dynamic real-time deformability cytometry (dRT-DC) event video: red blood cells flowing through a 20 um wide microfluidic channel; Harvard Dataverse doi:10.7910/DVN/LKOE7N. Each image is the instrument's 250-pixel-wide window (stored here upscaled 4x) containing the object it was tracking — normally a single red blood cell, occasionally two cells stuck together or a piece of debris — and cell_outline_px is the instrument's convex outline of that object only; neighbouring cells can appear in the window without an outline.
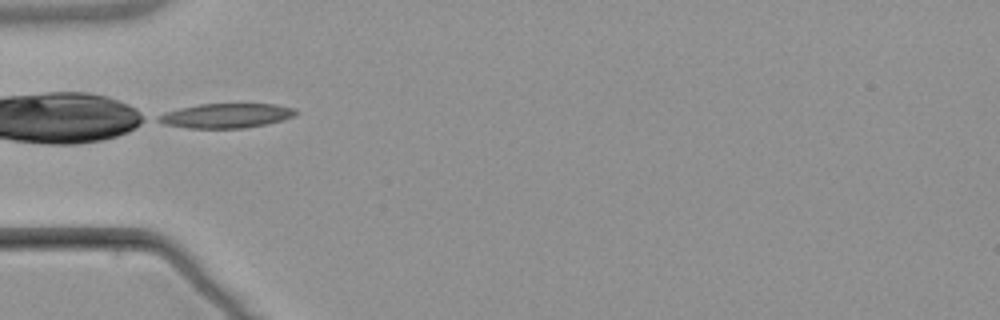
{"species": "common noctule bat (a hibernating species)", "species_latin": "Nyctalus noctula", "temperature_condition": "warm", "stored_images_in_passage": 7, "camera_frame_rate_fps": 3000, "um_per_image_px": 0.085, "animal": {"sex": "male", "body_mass_g": 21.5, "forearm_length_mm": 52.0}, "frame": {"image": 1, "passage_image": 5, "time_ms": 5.333, "image_size_px": [1000, 320], "cell_outline_px": [[296, 116], [284, 120], [244, 128], [188, 128], [164, 124], [156, 120], [160, 116], [168, 112], [180, 108], [200, 104], [276, 104], [296, 108]], "centroid_in_image_um": [19.29, 9.83], "position_along_channel_um": 65.7, "area_um2": 19.48}}
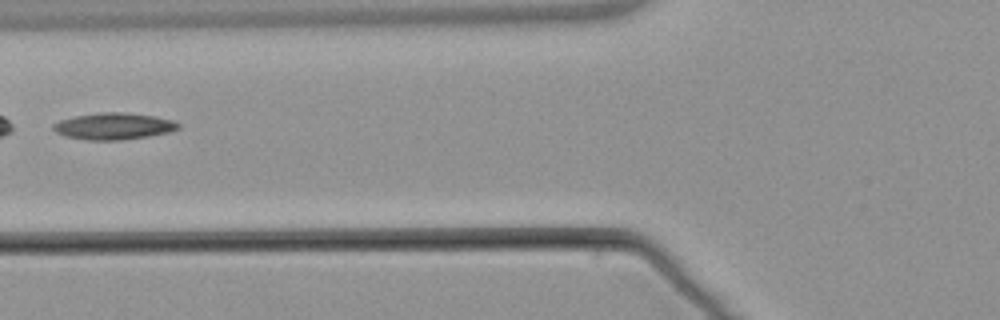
{"frame": {"image": 2, "passage_image": 6, "time_ms": 6.667, "image_size_px": [1000, 320], "cell_outline_px": [[180, 128], [168, 132], [148, 136], [120, 140], [88, 140], [64, 136], [56, 132], [52, 128], [52, 124], [60, 120], [76, 116], [100, 112], [124, 112], [156, 116], [172, 120], [180, 124]], "centroid_in_image_um": [9.65, 10.72], "position_along_channel_um": 116.1, "area_um2": 19.42}}
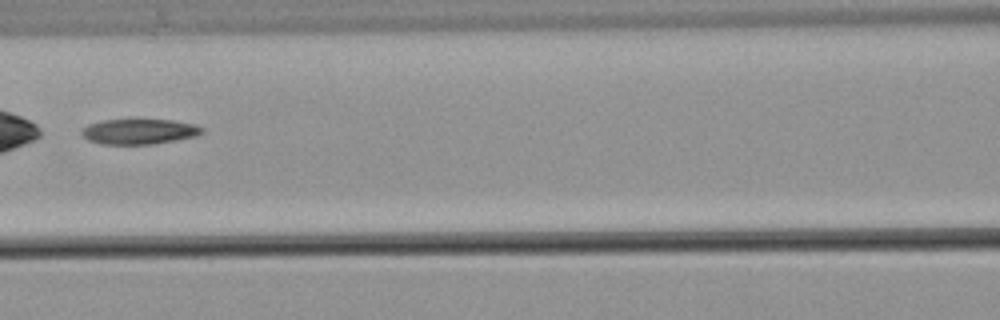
{"frame": {"image": 3, "passage_image": 7, "time_ms": 7.667, "image_size_px": [1000, 320], "cell_outline_px": [[204, 132], [196, 136], [176, 140], [152, 144], [100, 144], [88, 140], [80, 132], [88, 124], [104, 120], [172, 120], [196, 124], [204, 128]], "centroid_in_image_um": [11.86, 11.18], "position_along_channel_um": 154.7, "area_um2": 17.69}}